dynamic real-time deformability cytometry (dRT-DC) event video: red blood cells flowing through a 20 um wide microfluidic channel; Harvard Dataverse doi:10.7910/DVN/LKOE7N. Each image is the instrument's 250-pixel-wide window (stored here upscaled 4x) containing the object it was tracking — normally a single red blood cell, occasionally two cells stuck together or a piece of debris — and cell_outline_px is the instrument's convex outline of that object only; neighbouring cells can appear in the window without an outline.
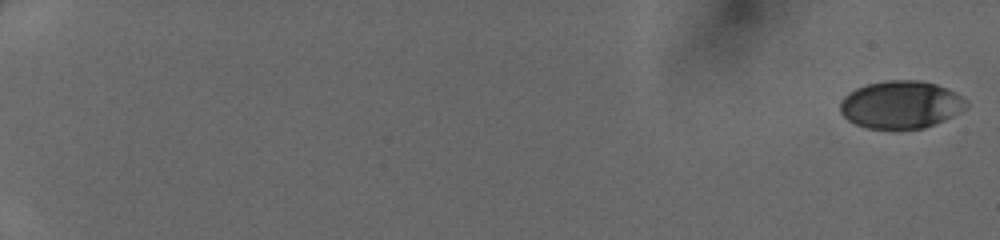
{"species": "human", "species_latin": "Homo sapiens", "temperature_condition": "cold", "stored_images_in_passage": 50, "camera_frame_rate_fps": 3000, "um_per_image_px": 0.085, "donor": {"sex": "female"}, "frame": {"image": 1, "passage_image": 1, "time_ms": 0.0, "image_size_px": [1000, 240], "cell_outline_px": [[968, 104], [960, 112], [944, 120], [924, 128], [868, 128], [856, 124], [848, 120], [840, 112], [840, 100], [848, 92], [856, 88], [868, 84], [888, 80], [920, 80], [936, 84], [948, 88], [964, 96], [968, 100]], "centroid_in_image_um": [76.59, 8.88], "position_along_channel_um": 8.4, "area_um2": 35.08}}
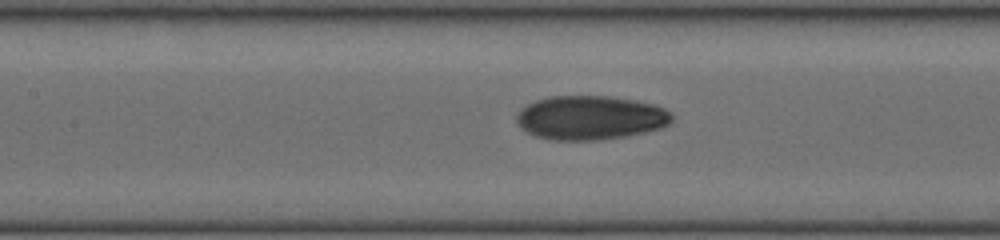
{"frame": {"image": 2, "passage_image": 27, "time_ms": 8.667, "image_size_px": [1000, 240], "cell_outline_px": [[672, 120], [668, 124], [660, 128], [644, 132], [624, 136], [596, 140], [552, 140], [536, 136], [520, 128], [516, 120], [516, 116], [520, 108], [536, 100], [548, 96], [608, 96], [636, 100], [652, 104], [664, 108], [672, 116]], "centroid_in_image_um": [50.14, 10.0], "position_along_channel_um": 157.3, "area_um2": 39.77}}
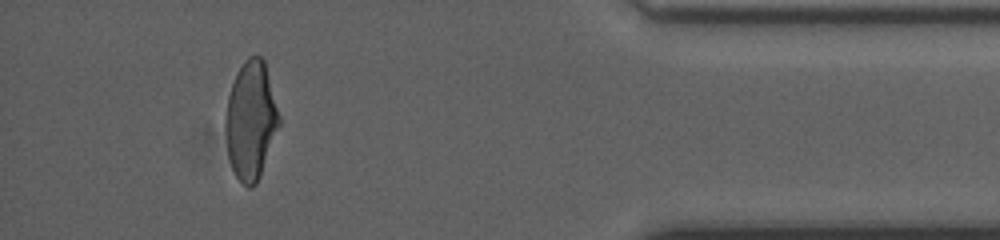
{"frame": {"image": 3, "passage_image": 47, "time_ms": 15.333, "image_size_px": [1000, 240], "cell_outline_px": [[280, 124], [260, 176], [256, 184], [252, 188], [248, 188], [236, 176], [232, 168], [228, 156], [224, 124], [224, 116], [228, 96], [232, 84], [244, 60], [248, 56], [260, 56], [264, 60], [280, 116]], "centroid_in_image_um": [21.31, 10.25], "position_along_channel_um": 413.9, "area_um2": 36.88}}